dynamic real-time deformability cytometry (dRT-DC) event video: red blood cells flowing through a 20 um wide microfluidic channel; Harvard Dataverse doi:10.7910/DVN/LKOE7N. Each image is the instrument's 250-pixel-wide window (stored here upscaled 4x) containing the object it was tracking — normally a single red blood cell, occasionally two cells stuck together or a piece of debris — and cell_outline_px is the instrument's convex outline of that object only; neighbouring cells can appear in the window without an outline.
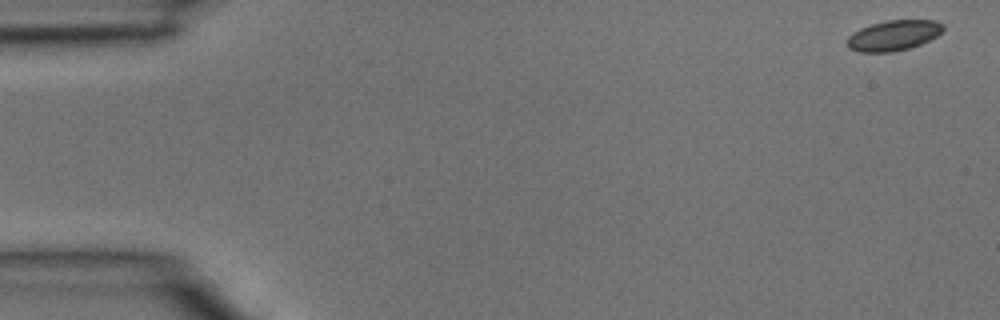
{"species": "common noctule bat (a hibernating species)", "species_latin": "Nyctalus noctula", "temperature_condition": "room temperature", "stored_images_in_passage": 5, "camera_frame_rate_fps": 3000, "um_per_image_px": 0.085, "animal": {"sex": "male", "body_mass_g": 15.6}, "frame": {"image": 1, "passage_image": 1, "time_ms": 0.0, "image_size_px": [1000, 320], "cell_outline_px": [[944, 32], [920, 44], [908, 48], [892, 52], [860, 52], [848, 48], [848, 36], [852, 32], [860, 28], [872, 24], [888, 20], [936, 20], [944, 24]], "centroid_in_image_um": [75.97, 3.0], "position_along_channel_um": 9.0, "area_um2": 16.99}}